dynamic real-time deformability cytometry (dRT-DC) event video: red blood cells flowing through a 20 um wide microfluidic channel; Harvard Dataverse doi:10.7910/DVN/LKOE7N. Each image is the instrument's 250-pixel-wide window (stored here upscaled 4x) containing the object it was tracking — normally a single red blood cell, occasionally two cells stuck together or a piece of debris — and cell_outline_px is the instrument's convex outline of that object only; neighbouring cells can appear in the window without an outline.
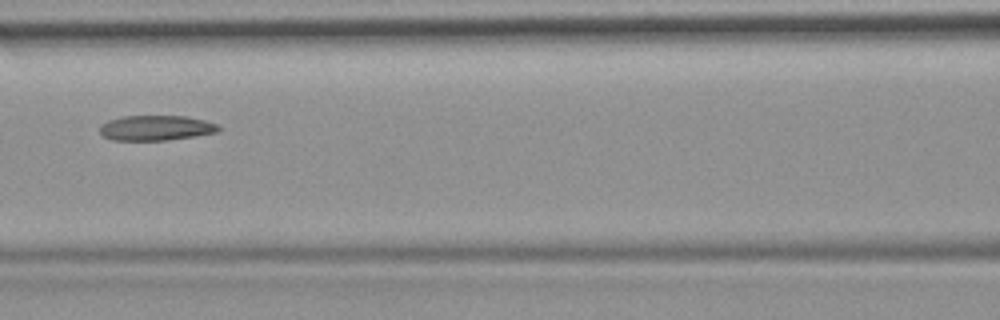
{"species": "common noctule bat (a hibernating species)", "species_latin": "Nyctalus noctula", "temperature_condition": "room temperature", "stored_images_in_passage": 9, "camera_frame_rate_fps": 3000, "um_per_image_px": 0.085, "animal": {"sex": "female", "body_mass_g": 19.9}, "frame": {"image": 1, "passage_image": 6, "time_ms": 6.667, "image_size_px": [1000, 320], "cell_outline_px": [[220, 132], [168, 140], [112, 140], [104, 136], [100, 132], [100, 124], [108, 120], [120, 116], [184, 116], [204, 120], [216, 124], [220, 128]], "centroid_in_image_um": [13.24, 10.87], "position_along_channel_um": 153.4, "area_um2": 17.4}}
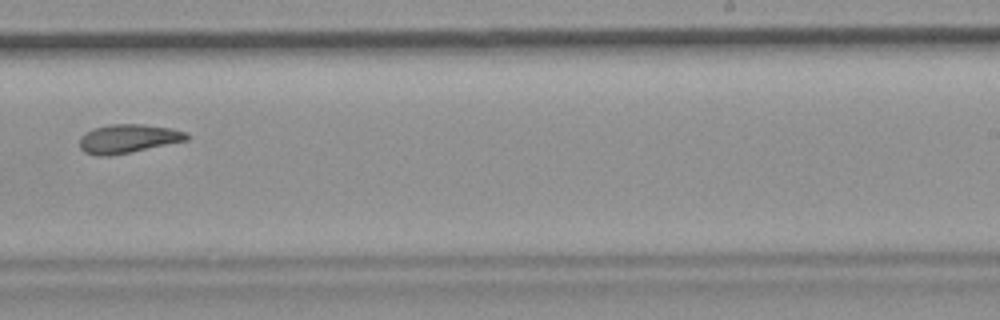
{"frame": {"image": 2, "passage_image": 9, "time_ms": 10.0, "image_size_px": [1000, 320], "cell_outline_px": [[188, 140], [108, 156], [96, 156], [84, 152], [80, 148], [80, 136], [92, 128], [112, 124], [144, 124], [168, 128], [184, 132], [188, 136]], "centroid_in_image_um": [10.82, 11.78], "position_along_channel_um": 278.2, "area_um2": 17.69}}